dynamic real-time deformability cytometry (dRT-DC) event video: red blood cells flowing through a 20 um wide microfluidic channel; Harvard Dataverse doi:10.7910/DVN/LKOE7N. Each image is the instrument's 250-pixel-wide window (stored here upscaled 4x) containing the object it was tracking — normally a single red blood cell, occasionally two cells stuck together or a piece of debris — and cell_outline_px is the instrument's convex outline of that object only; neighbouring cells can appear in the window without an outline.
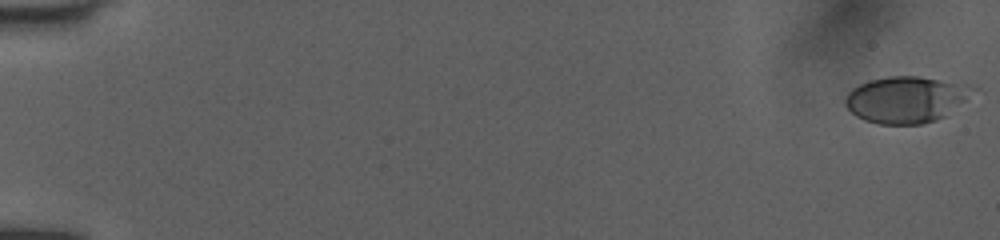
{"species": "human", "species_latin": "Homo sapiens", "temperature_condition": "room temperature", "stored_images_in_passage": 52, "camera_frame_rate_fps": 3000, "um_per_image_px": 0.085, "donor": {"sex": "female"}, "frame": {"image": 1, "passage_image": 1, "time_ms": 0.0, "image_size_px": [1000, 240], "cell_outline_px": [[976, 88], [964, 100], [944, 116], [936, 120], [924, 124], [876, 124], [864, 120], [856, 116], [844, 104], [844, 96], [852, 88], [860, 84], [872, 80], [888, 76], [920, 76], [968, 84]], "centroid_in_image_um": [76.97, 8.45], "position_along_channel_um": 8.0, "area_um2": 34.39}}
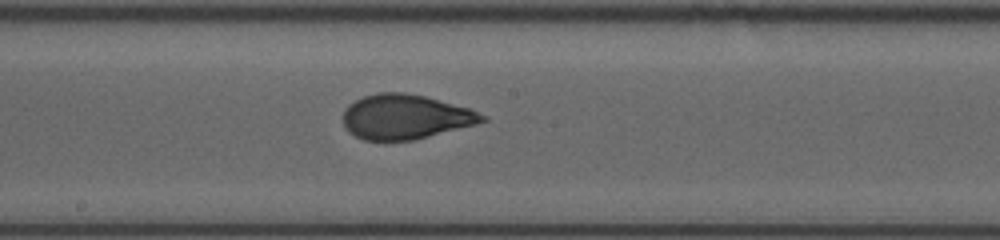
{"frame": {"image": 2, "passage_image": 30, "time_ms": 9.667, "image_size_px": [1000, 240], "cell_outline_px": [[488, 120], [476, 124], [412, 140], [364, 140], [348, 132], [344, 128], [344, 108], [348, 104], [364, 96], [376, 92], [404, 92], [424, 96], [472, 108], [488, 116]], "centroid_in_image_um": [34.47, 9.92], "position_along_channel_um": 213.7, "area_um2": 36.36}}
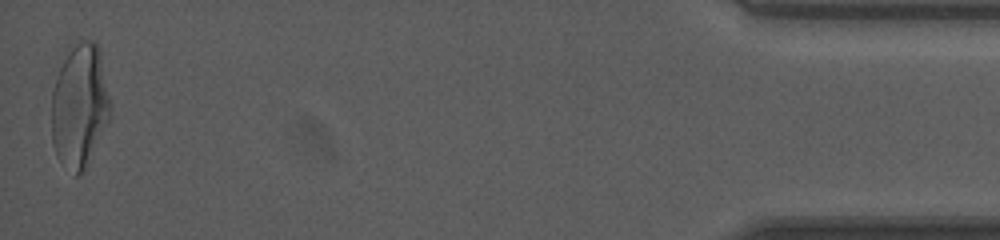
{"frame": {"image": 3, "passage_image": 52, "time_ms": 17.0, "image_size_px": [1000, 240], "cell_outline_px": [[112, 116], [84, 168], [76, 176], [56, 156], [52, 144], [52, 92], [68, 44], [80, 40], [92, 40], [100, 48], [112, 104]], "centroid_in_image_um": [6.79, 8.91], "position_along_channel_um": 428.4, "area_um2": 42.89}, "authors_computed_cell_mechanics": {"area_um2": 36.0383, "velocity_mm_per_s": 4.0355, "shape_relaxation_time_tau1_ms": 4.8299, "shape_relaxation_time_tau2_ms": null, "deformation_change_tau1": 0.175, "deformation_change_tau2": null}}